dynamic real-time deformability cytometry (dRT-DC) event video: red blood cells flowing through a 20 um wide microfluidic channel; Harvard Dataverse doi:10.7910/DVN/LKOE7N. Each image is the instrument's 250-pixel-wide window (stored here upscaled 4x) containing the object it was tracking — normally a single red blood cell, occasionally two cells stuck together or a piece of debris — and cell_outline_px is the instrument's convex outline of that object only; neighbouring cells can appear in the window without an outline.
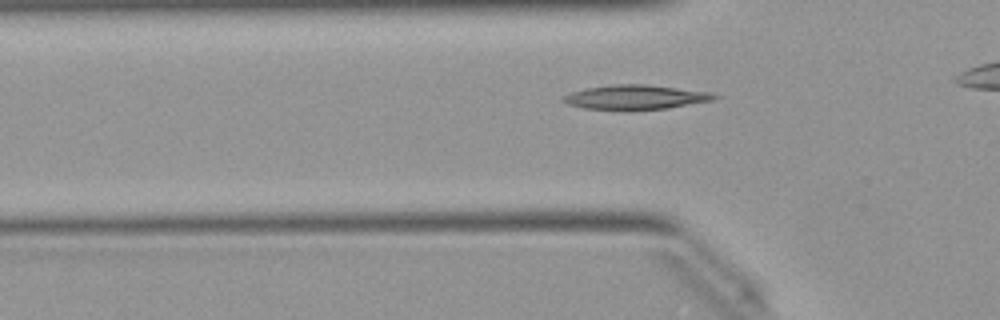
{"species": "Egyptian fruit bat (a non-hibernating species)", "species_latin": "Rousettus aegyptiacus", "temperature_condition": "warm", "stored_images_in_passage": 31, "camera_frame_rate_fps": 3000, "um_per_image_px": 0.085, "animal": {"sex": "female"}, "frame": {"image": 1, "passage_image": 7, "time_ms": 2.0, "image_size_px": [1000, 320], "cell_outline_px": [[720, 96], [712, 100], [668, 108], [584, 108], [568, 104], [560, 100], [560, 96], [584, 88], [612, 84], [648, 84], [712, 92]], "centroid_in_image_um": [54.01, 8.22], "position_along_channel_um": 71.8, "area_um2": 21.1}}
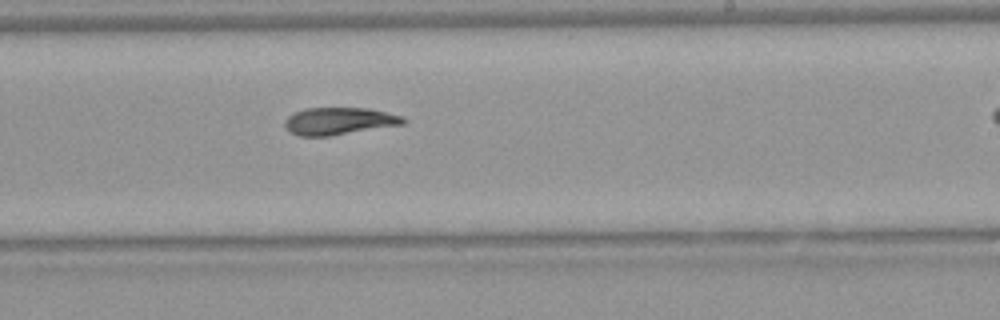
{"frame": {"image": 2, "passage_image": 21, "time_ms": 6.667, "image_size_px": [1000, 320], "cell_outline_px": [[408, 120], [404, 124], [328, 136], [300, 136], [288, 132], [284, 124], [284, 120], [292, 112], [304, 108], [368, 108], [404, 116]], "centroid_in_image_um": [28.79, 10.28], "position_along_channel_um": 260.2, "area_um2": 19.02}}
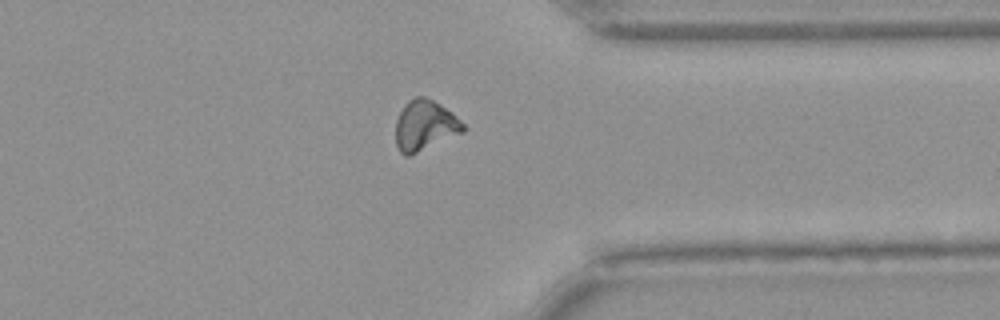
{"frame": {"image": 3, "passage_image": 30, "time_ms": 9.667, "image_size_px": [1000, 320], "cell_outline_px": [[464, 132], [408, 156], [404, 156], [400, 152], [396, 144], [396, 120], [404, 104], [408, 100], [416, 96], [424, 96], [440, 104], [452, 112], [464, 124]], "centroid_in_image_um": [36.1, 10.65], "position_along_channel_um": 375.3, "area_um2": 19.71}}